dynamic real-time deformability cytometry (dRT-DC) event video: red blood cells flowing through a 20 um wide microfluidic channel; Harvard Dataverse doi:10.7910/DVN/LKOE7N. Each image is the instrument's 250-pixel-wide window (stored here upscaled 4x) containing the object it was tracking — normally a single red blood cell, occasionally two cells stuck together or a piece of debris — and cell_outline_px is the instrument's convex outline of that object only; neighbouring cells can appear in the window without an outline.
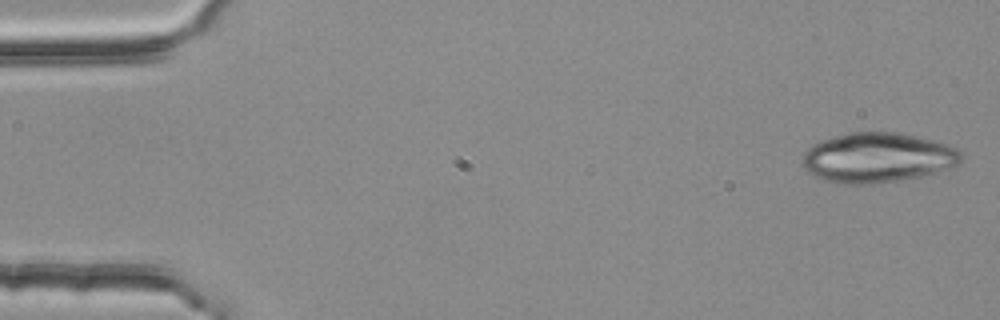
{"species": "common noctule bat (a hibernating species)", "species_latin": "Nyctalus noctula", "temperature_condition": "room temperature", "stored_images_in_passage": 3, "camera_frame_rate_fps": 3000, "um_per_image_px": 0.085, "animal": {"sex": "female", "body_mass_g": 25.1}, "frame": {"image": 1, "passage_image": 1, "time_ms": 0.0, "image_size_px": [1000, 320], "cell_outline_px": [[960, 164], [936, 172], [908, 180], [876, 184], [836, 184], [812, 176], [804, 168], [804, 152], [812, 144], [820, 140], [848, 132], [896, 132], [916, 136], [944, 144], [956, 148], [960, 152]], "centroid_in_image_um": [74.55, 13.42], "position_along_channel_um": 10.4, "area_um2": 46.41}}
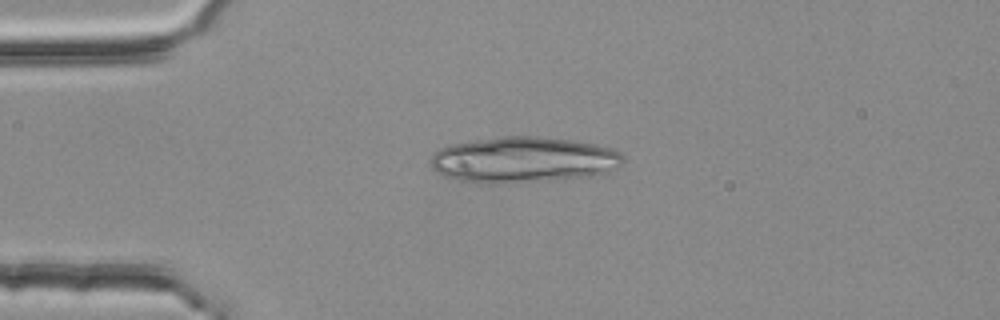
{"frame": {"image": 2, "passage_image": 3, "time_ms": 0.667, "image_size_px": [1000, 320], "cell_outline_px": [[624, 164], [604, 176], [500, 184], [488, 184], [460, 180], [444, 176], [436, 172], [428, 164], [428, 160], [440, 148], [448, 144], [500, 136], [540, 136], [572, 140], [596, 144], [612, 148], [620, 152], [624, 156]], "centroid_in_image_um": [44.54, 13.59], "position_along_channel_um": 40.5, "area_um2": 52.71}}